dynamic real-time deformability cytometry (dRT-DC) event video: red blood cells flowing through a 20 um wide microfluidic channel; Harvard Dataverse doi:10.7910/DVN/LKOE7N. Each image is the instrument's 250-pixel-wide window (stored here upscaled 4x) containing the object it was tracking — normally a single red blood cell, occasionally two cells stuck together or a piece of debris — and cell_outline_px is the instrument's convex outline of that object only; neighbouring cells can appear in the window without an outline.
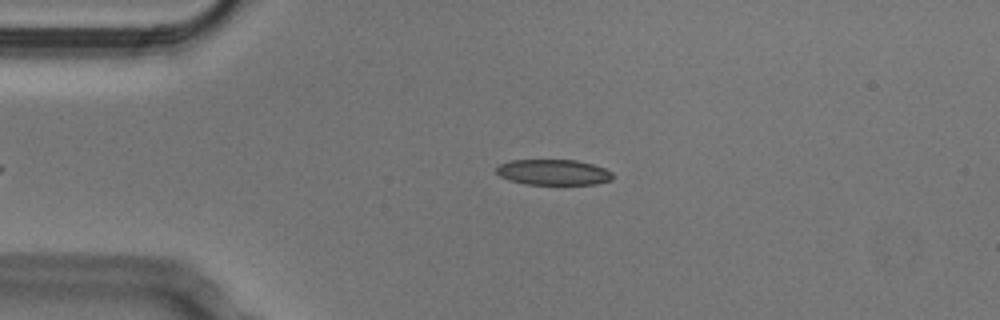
{"species": "Egyptian fruit bat (a non-hibernating species)", "species_latin": "Rousettus aegyptiacus", "temperature_condition": "cold", "stored_images_in_passage": 37, "camera_frame_rate_fps": 3000, "um_per_image_px": 0.085, "animal": {"sex": "male"}, "frame": {"image": 1, "passage_image": 2, "time_ms": 0.333, "image_size_px": [1000, 320], "cell_outline_px": [[612, 180], [596, 184], [524, 184], [508, 180], [500, 176], [496, 172], [496, 168], [500, 164], [512, 160], [576, 160], [592, 164], [604, 168], [612, 172]], "centroid_in_image_um": [47.03, 14.64], "position_along_channel_um": 38.0, "area_um2": 17.34}}
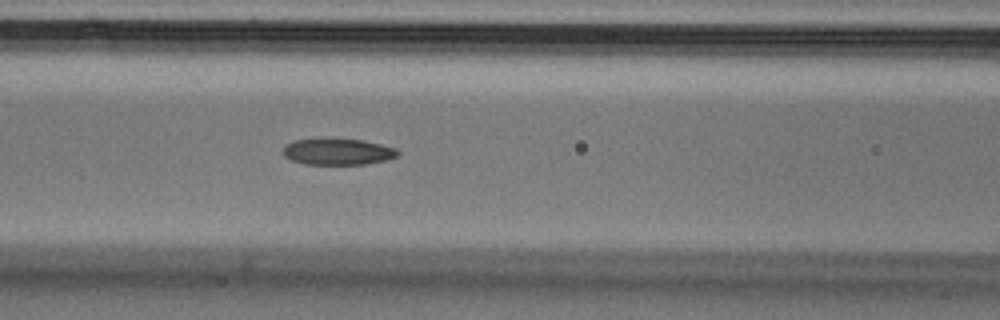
{"frame": {"image": 2, "passage_image": 12, "time_ms": 3.667, "image_size_px": [1000, 320], "cell_outline_px": [[400, 152], [396, 156], [384, 160], [364, 164], [304, 164], [292, 160], [284, 156], [284, 148], [288, 144], [296, 140], [360, 140], [380, 144], [396, 148]], "centroid_in_image_um": [28.73, 12.92], "position_along_channel_um": 137.9, "area_um2": 16.94}}
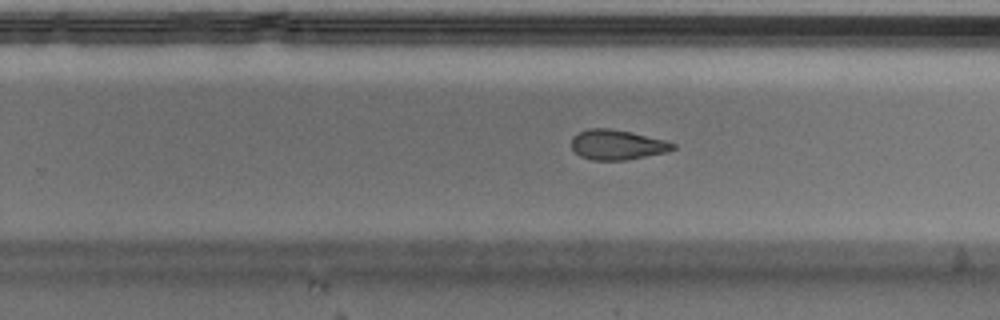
{"frame": {"image": 3, "passage_image": 23, "time_ms": 7.333, "image_size_px": [1000, 320], "cell_outline_px": [[676, 148], [668, 152], [628, 160], [592, 160], [580, 156], [572, 148], [572, 136], [588, 128], [608, 128], [632, 132], [664, 140], [676, 144]], "centroid_in_image_um": [52.48, 12.31], "position_along_channel_um": 277.3, "area_um2": 17.8}, "authors_computed_cell_mechanics": {"area_um2": 18.6694, "velocity_mm_per_s": 3.8095, "shape_relaxation_time_tau1_ms": null, "shape_relaxation_time_tau2_ms": 5.1062, "deformation_change_tau1": null, "deformation_change_tau2": 0.1453}}